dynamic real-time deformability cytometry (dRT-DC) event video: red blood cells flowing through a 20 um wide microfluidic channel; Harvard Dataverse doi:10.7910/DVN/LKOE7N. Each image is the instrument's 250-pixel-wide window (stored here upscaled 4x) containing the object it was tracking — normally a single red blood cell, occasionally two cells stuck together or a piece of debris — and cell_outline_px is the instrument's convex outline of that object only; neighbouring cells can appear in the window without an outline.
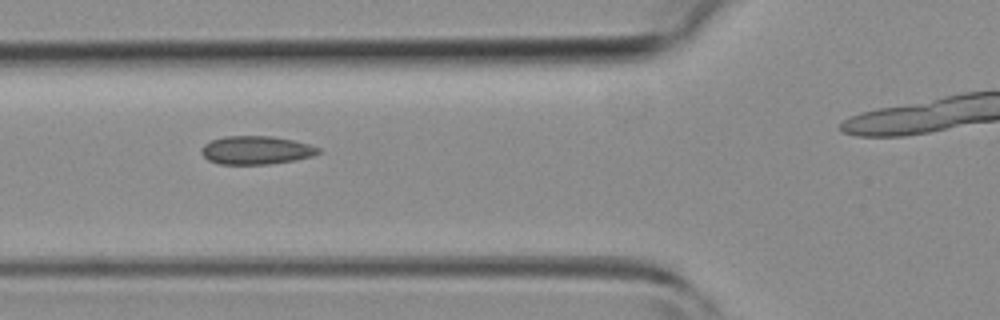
{"species": "common noctule bat (a hibernating species)", "species_latin": "Nyctalus noctula", "temperature_condition": "room temperature", "stored_images_in_passage": 6, "segment_of_instrument_passage": [1, 2], "camera_frame_rate_fps": 3000, "um_per_image_px": 0.085, "animal": {"sex": "female", "body_mass_g": 19.3, "forearm_length_mm": 54.1}, "frame": {"image": 1, "passage_image": 5, "time_ms": 4.333, "image_size_px": [1000, 320], "cell_outline_px": [[324, 152], [312, 156], [296, 160], [268, 164], [220, 164], [208, 160], [200, 152], [200, 148], [204, 144], [212, 140], [224, 136], [272, 136], [292, 140], [308, 144], [320, 148]], "centroid_in_image_um": [21.78, 12.76], "position_along_channel_um": 104.0, "area_um2": 19.42}}